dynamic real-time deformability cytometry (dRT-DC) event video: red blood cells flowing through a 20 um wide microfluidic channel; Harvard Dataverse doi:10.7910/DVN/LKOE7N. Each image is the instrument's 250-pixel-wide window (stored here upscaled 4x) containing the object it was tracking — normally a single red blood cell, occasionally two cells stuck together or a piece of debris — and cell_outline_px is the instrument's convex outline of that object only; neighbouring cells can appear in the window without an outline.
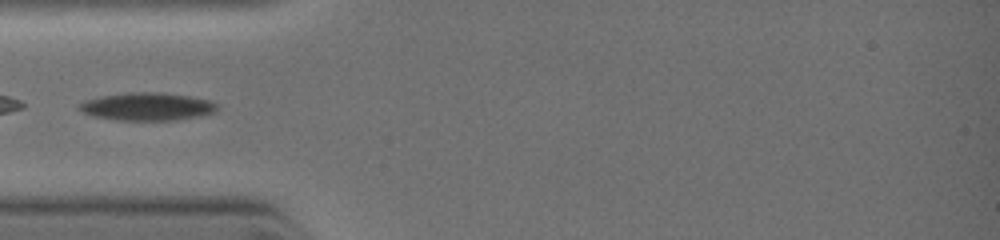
{"species": "common noctule bat (a hibernating species)", "species_latin": "Nyctalus noctula", "temperature_condition": "warm", "stored_images_in_passage": 16, "camera_frame_rate_fps": 3000, "um_per_image_px": 0.085, "animal": {"sex": "female", "body_mass_g": 19.0, "forearm_length_mm": 51.5}, "frame": {"image": 1, "passage_image": 15, "time_ms": 2.333, "image_size_px": [1000, 240], "cell_outline_px": [[216, 108], [212, 112], [200, 116], [176, 120], [116, 120], [96, 116], [84, 112], [80, 108], [80, 104], [84, 100], [100, 96], [124, 92], [160, 92], [188, 96], [212, 100], [216, 104]], "centroid_in_image_um": [12.52, 9.04], "position_along_channel_um": 72.5, "area_um2": 22.2}}